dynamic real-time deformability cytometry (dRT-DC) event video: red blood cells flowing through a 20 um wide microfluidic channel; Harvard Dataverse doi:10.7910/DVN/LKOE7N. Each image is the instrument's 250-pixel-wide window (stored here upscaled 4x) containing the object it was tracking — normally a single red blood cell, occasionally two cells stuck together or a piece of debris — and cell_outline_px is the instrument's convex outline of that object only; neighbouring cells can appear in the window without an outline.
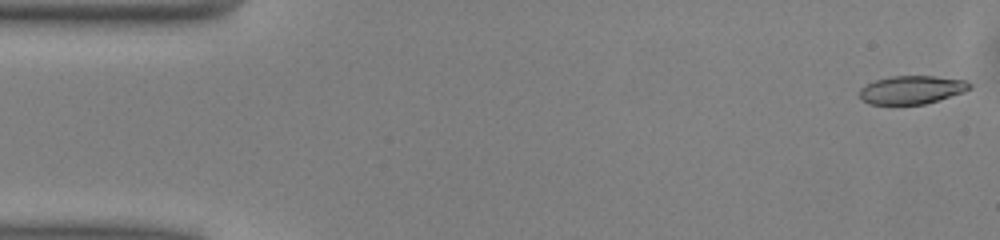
{"species": "common noctule bat (a hibernating species)", "species_latin": "Nyctalus noctula", "temperature_condition": "warm", "stored_images_in_passage": 49, "camera_frame_rate_fps": 3000, "um_per_image_px": 0.085, "animal": {"sex": "male", "body_mass_g": 13.0, "forearm_length_mm": 53.1}, "frame": {"image": 1, "passage_image": 1, "time_ms": 0.0, "image_size_px": [1000, 240], "cell_outline_px": [[972, 88], [964, 92], [924, 104], [868, 104], [860, 96], [860, 88], [876, 80], [892, 76], [932, 76], [964, 80], [972, 84]], "centroid_in_image_um": [77.52, 7.63], "position_along_channel_um": 7.5, "area_um2": 17.92}}
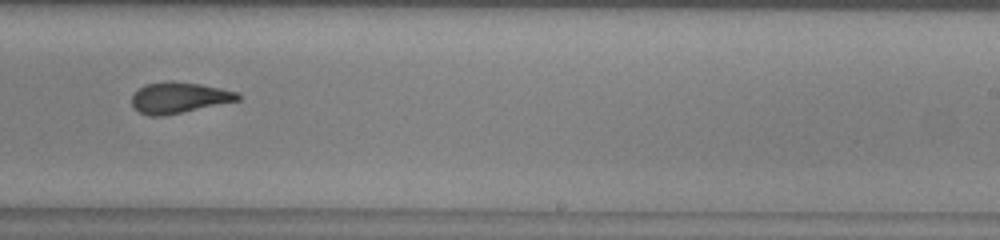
{"frame": {"image": 2, "passage_image": 30, "time_ms": 9.667, "image_size_px": [1000, 240], "cell_outline_px": [[240, 100], [160, 116], [148, 116], [140, 112], [132, 104], [132, 96], [144, 84], [168, 80], [172, 80], [200, 84], [220, 88], [236, 92], [240, 96]], "centroid_in_image_um": [15.19, 8.28], "position_along_channel_um": 273.8, "area_um2": 18.84}}
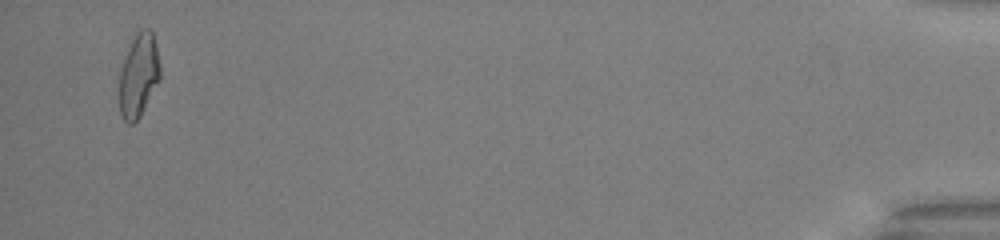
{"frame": {"image": 3, "passage_image": 48, "time_ms": 15.667, "image_size_px": [1000, 240], "cell_outline_px": [[160, 80], [140, 116], [132, 124], [128, 124], [120, 116], [120, 68], [128, 48], [136, 32], [140, 28], [148, 28], [152, 32], [156, 44], [160, 64]], "centroid_in_image_um": [11.79, 6.39], "position_along_channel_um": 423.4, "area_um2": 19.94}, "authors_computed_cell_mechanics": {"area_um2": 19.4786, "velocity_mm_per_s": 4.0763, "shape_relaxation_time_tau1_ms": 5.845, "shape_relaxation_time_tau2_ms": 2.3488, "deformation_change_tau1": 0.2212, "deformation_change_tau2": 0.0971}}